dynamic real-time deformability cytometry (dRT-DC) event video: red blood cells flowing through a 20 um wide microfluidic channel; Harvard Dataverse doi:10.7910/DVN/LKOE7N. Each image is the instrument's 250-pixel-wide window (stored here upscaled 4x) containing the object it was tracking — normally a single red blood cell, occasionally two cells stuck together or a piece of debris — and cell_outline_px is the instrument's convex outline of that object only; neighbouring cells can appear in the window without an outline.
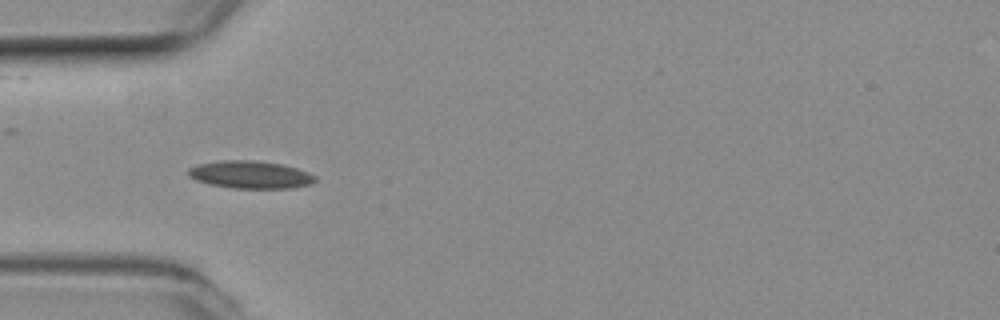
{"species": "common noctule bat (a hibernating species)", "species_latin": "Nyctalus noctula", "temperature_condition": "room temperature", "stored_images_in_passage": 42, "camera_frame_rate_fps": 3000, "um_per_image_px": 0.085, "animal": {"sex": "female", "body_mass_g": 19.3, "forearm_length_mm": 54.1}, "frame": {"image": 1, "passage_image": 5, "time_ms": 1.333, "image_size_px": [1000, 320], "cell_outline_px": [[316, 180], [308, 184], [292, 188], [232, 188], [208, 184], [196, 180], [188, 176], [188, 168], [196, 164], [224, 160], [256, 160], [280, 164], [296, 168], [308, 172], [316, 176]], "centroid_in_image_um": [21.24, 14.84], "position_along_channel_um": 63.8, "area_um2": 20.4}}
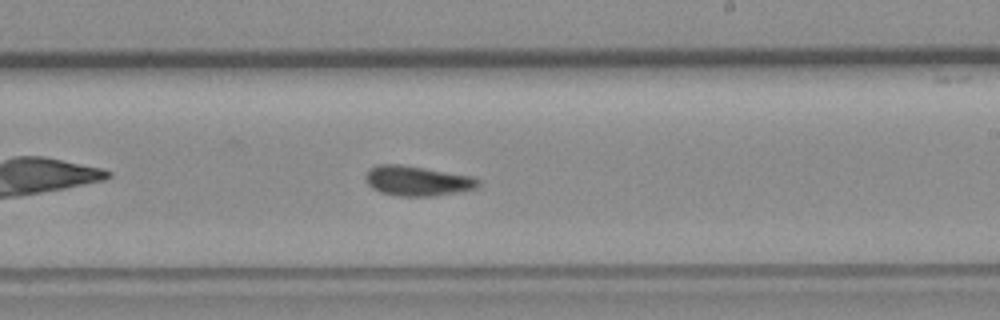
{"frame": {"image": 2, "passage_image": 20, "time_ms": 6.333, "image_size_px": [1000, 320], "cell_outline_px": [[480, 184], [476, 188], [436, 196], [396, 196], [380, 192], [372, 188], [368, 184], [364, 176], [368, 168], [376, 164], [400, 164], [472, 176], [480, 180]], "centroid_in_image_um": [35.42, 15.37], "position_along_channel_um": 253.6, "area_um2": 19.77}}
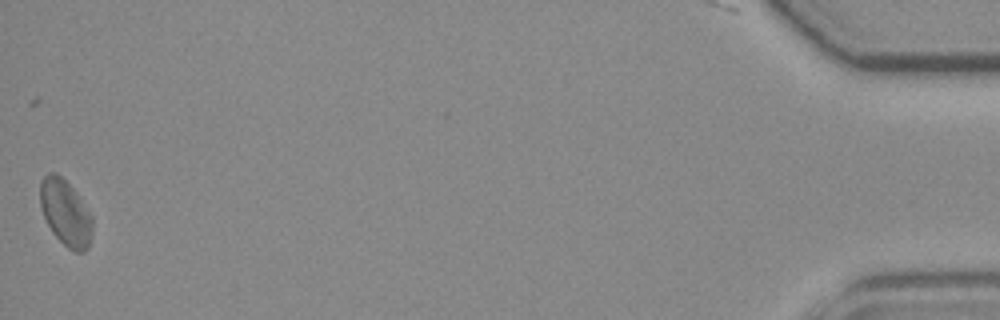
{"frame": {"image": 3, "passage_image": 42, "time_ms": 13.667, "image_size_px": [1000, 320], "cell_outline_px": [[92, 236], [88, 248], [84, 252], [76, 252], [68, 248], [52, 232], [44, 216], [40, 204], [40, 180], [48, 172], [56, 172], [76, 192], [92, 216]], "centroid_in_image_um": [5.57, 18.09], "position_along_channel_um": 429.6, "area_um2": 20.0}, "authors_computed_cell_mechanics": {"area_um2": 19.2474, "velocity_mm_per_s": 3.812, "shape_relaxation_time_tau1_ms": 4.4324, "shape_relaxation_time_tau2_ms": 2.2947, "deformation_change_tau1": 0.1037, "deformation_change_tau2": 0.087}}